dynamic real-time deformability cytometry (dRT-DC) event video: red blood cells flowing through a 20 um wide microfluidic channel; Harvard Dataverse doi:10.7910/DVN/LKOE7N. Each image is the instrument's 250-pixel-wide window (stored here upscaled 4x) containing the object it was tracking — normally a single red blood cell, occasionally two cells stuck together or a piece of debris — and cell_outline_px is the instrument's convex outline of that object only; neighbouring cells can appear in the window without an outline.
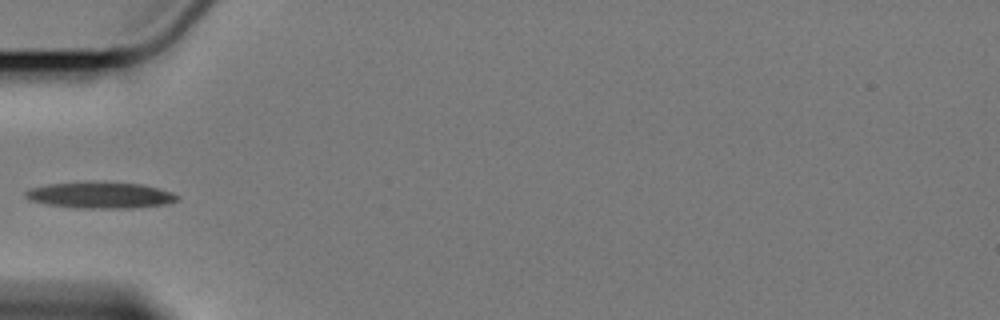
{"species": "Egyptian fruit bat (a non-hibernating species)", "species_latin": "Rousettus aegyptiacus", "temperature_condition": "cold", "stored_images_in_passage": 27, "camera_frame_rate_fps": 3000, "um_per_image_px": 0.085, "animal": {"sex": "female"}, "frame": {"image": 1, "passage_image": 1, "time_ms": 0.0, "image_size_px": [1000, 320], "cell_outline_px": [[180, 200], [168, 204], [140, 208], [72, 208], [48, 204], [28, 200], [24, 196], [24, 192], [32, 188], [48, 184], [140, 184], [172, 192], [180, 196]], "centroid_in_image_um": [8.58, 16.64], "position_along_channel_um": 76.4, "area_um2": 22.54}}
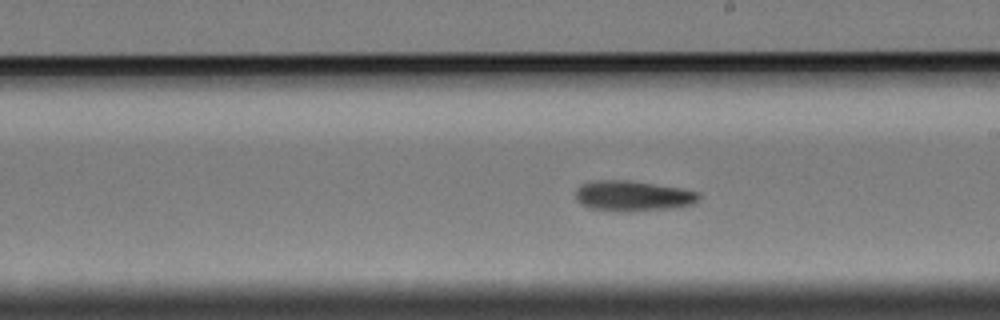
{"frame": {"image": 2, "passage_image": 15, "time_ms": 4.667, "image_size_px": [1000, 320], "cell_outline_px": [[700, 200], [696, 204], [676, 208], [624, 212], [616, 212], [588, 208], [580, 204], [576, 200], [576, 188], [580, 184], [600, 180], [628, 180], [680, 188], [700, 192]], "centroid_in_image_um": [53.81, 16.67], "position_along_channel_um": 235.2, "area_um2": 22.31}}
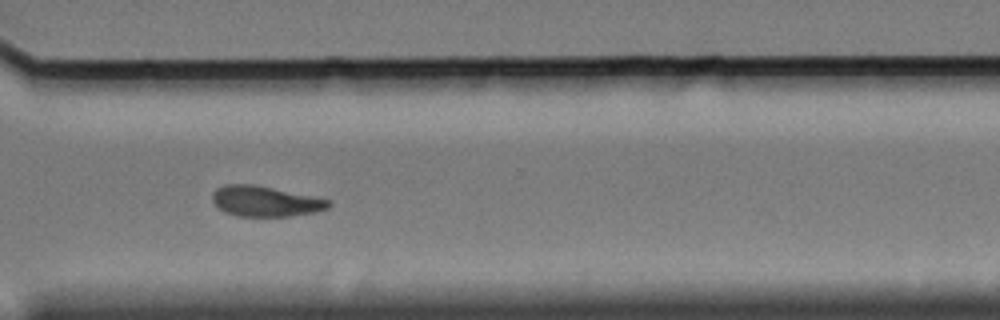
{"frame": {"image": 3, "passage_image": 25, "time_ms": 8.0, "image_size_px": [1000, 320], "cell_outline_px": [[332, 204], [328, 208], [316, 212], [292, 216], [236, 216], [224, 212], [212, 200], [212, 192], [216, 188], [224, 184], [252, 184], [332, 200]], "centroid_in_image_um": [22.55, 17.11], "position_along_channel_um": 348.0, "area_um2": 20.63}}